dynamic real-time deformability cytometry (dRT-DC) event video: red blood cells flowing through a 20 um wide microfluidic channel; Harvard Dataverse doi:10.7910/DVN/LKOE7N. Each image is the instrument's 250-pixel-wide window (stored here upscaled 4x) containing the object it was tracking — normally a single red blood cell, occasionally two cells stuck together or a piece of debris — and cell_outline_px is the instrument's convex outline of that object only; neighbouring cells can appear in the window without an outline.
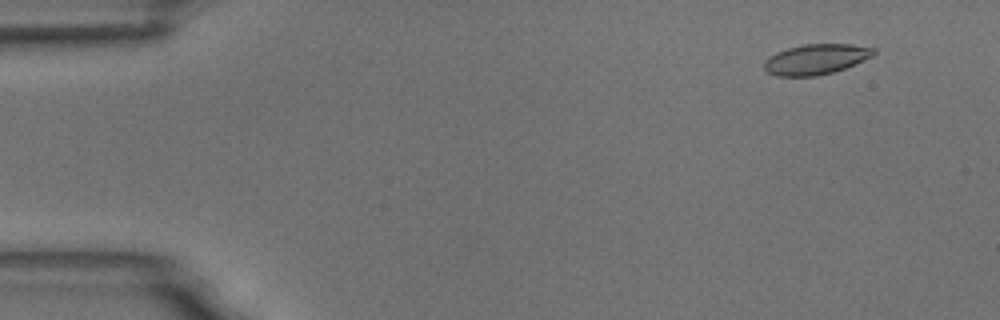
{"species": "common noctule bat (a hibernating species)", "species_latin": "Nyctalus noctula", "temperature_condition": "room temperature", "stored_images_in_passage": 55, "camera_frame_rate_fps": 3000, "um_per_image_px": 0.085, "animal": {"sex": "male", "body_mass_g": 18.8}, "frame": {"image": 1, "passage_image": 5, "time_ms": 1.333, "image_size_px": [1000, 320], "cell_outline_px": [[876, 52], [872, 56], [844, 68], [832, 72], [816, 76], [776, 76], [768, 72], [764, 68], [764, 60], [768, 56], [776, 52], [788, 48], [804, 44], [852, 44], [876, 48]], "centroid_in_image_um": [69.33, 5.03], "position_along_channel_um": 15.7, "area_um2": 19.31}}
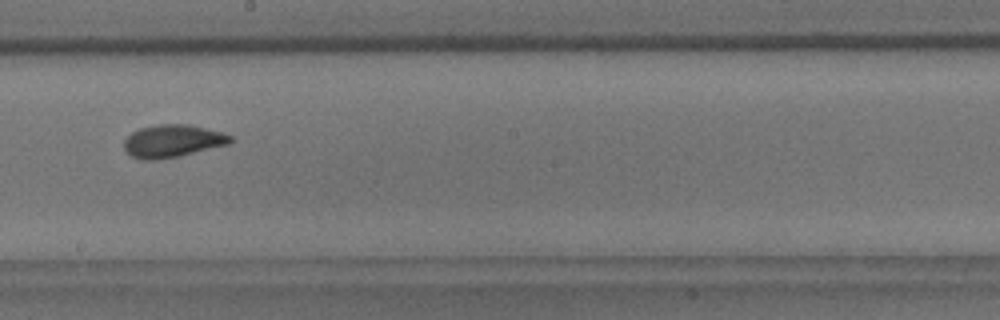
{"frame": {"image": 2, "passage_image": 31, "time_ms": 10.0, "image_size_px": [1000, 320], "cell_outline_px": [[232, 140], [228, 144], [180, 156], [156, 160], [140, 160], [132, 156], [124, 148], [124, 140], [132, 132], [140, 128], [156, 124], [188, 124], [224, 132], [232, 136]], "centroid_in_image_um": [14.67, 11.98], "position_along_channel_um": 233.5, "area_um2": 20.29}}
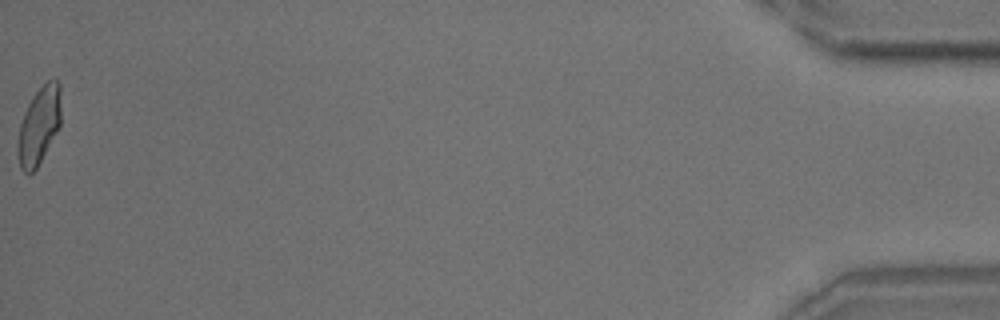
{"frame": {"image": 3, "passage_image": 55, "time_ms": 18.0, "image_size_px": [1000, 320], "cell_outline_px": [[60, 124], [56, 132], [36, 168], [28, 176], [20, 168], [16, 152], [16, 144], [20, 124], [24, 112], [32, 96], [48, 80], [56, 80], [60, 84]], "centroid_in_image_um": [3.28, 10.7], "position_along_channel_um": 431.9, "area_um2": 19.42}, "authors_computed_cell_mechanics": {"area_um2": 19.652, "velocity_mm_per_s": 3.7103, "shape_relaxation_time_tau1_ms": 3.7165, "shape_relaxation_time_tau2_ms": 1.5049, "deformation_change_tau1": 0.1221, "deformation_change_tau2": 0.051}}